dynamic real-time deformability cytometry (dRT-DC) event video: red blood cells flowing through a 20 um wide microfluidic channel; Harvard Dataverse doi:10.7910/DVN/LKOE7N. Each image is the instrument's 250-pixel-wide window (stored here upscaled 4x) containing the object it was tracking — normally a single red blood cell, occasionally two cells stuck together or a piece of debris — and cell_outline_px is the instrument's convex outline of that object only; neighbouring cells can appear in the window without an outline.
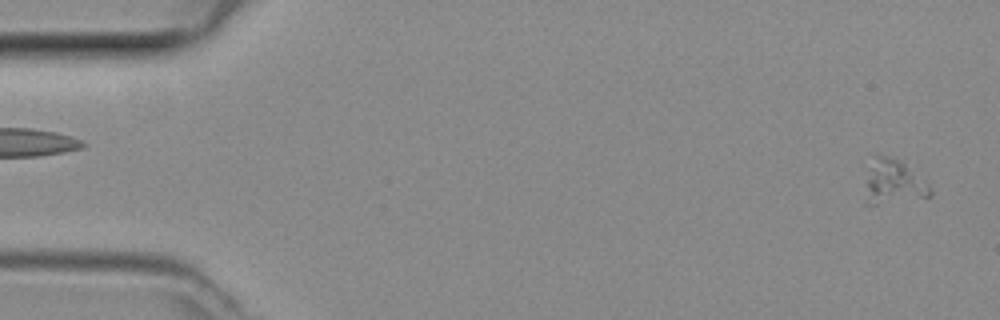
{"species": "common noctule bat (a hibernating species)", "species_latin": "Nyctalus noctula", "temperature_condition": "room temperature", "stored_images_in_passage": 49, "camera_frame_rate_fps": 3000, "um_per_image_px": 0.085, "animal": {"sex": "female", "body_mass_g": 29.2, "forearm_length_mm": 56.3}, "frame": {"image": 1, "passage_image": 3, "time_ms": 0.667, "image_size_px": [1000, 320], "cell_outline_px": [[932, 196], [876, 204], [864, 204], [872, 156], [892, 156], [904, 164], [924, 180], [932, 192]], "centroid_in_image_um": [75.93, 15.48], "position_along_channel_um": 9.1, "area_um2": 16.18}}
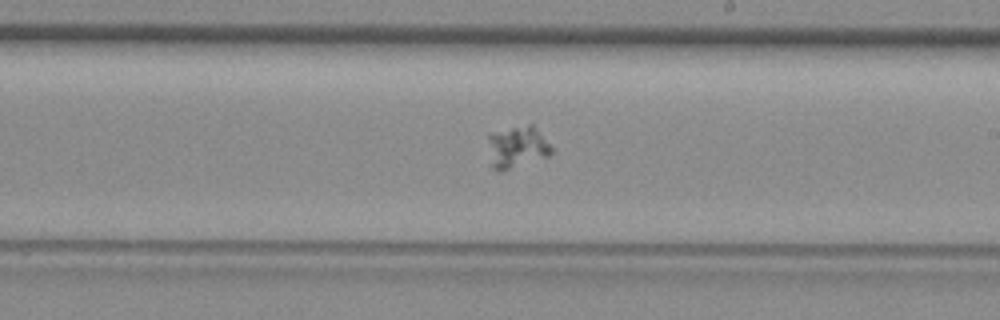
{"frame": {"image": 2, "passage_image": 29, "time_ms": 9.333, "image_size_px": [1000, 320], "cell_outline_px": [[552, 152], [548, 156], [500, 172], [496, 172], [492, 168], [488, 136], [488, 132], [528, 124], [532, 124], [552, 148]], "centroid_in_image_um": [43.91, 12.5], "position_along_channel_um": 245.1, "area_um2": 15.37}}
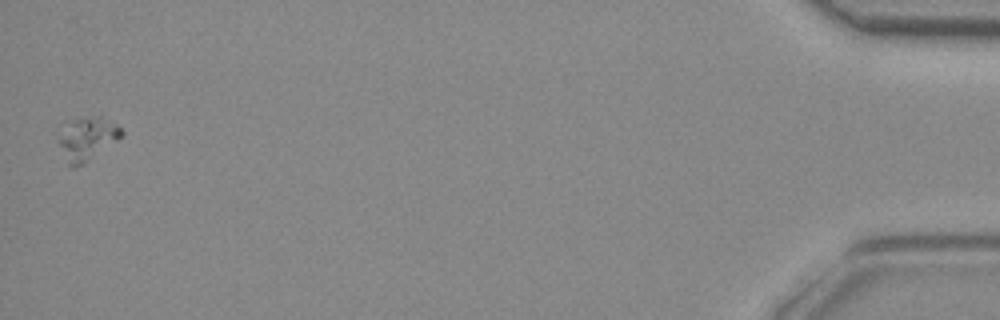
{"frame": {"image": 3, "passage_image": 49, "time_ms": 16.0, "image_size_px": [1000, 320], "cell_outline_px": [[124, 132], [116, 140], [80, 164], [72, 168], [68, 164], [56, 140], [72, 120], [96, 116], [100, 116], [116, 124]], "centroid_in_image_um": [7.39, 11.77], "position_along_channel_um": 427.8, "area_um2": 14.85}}